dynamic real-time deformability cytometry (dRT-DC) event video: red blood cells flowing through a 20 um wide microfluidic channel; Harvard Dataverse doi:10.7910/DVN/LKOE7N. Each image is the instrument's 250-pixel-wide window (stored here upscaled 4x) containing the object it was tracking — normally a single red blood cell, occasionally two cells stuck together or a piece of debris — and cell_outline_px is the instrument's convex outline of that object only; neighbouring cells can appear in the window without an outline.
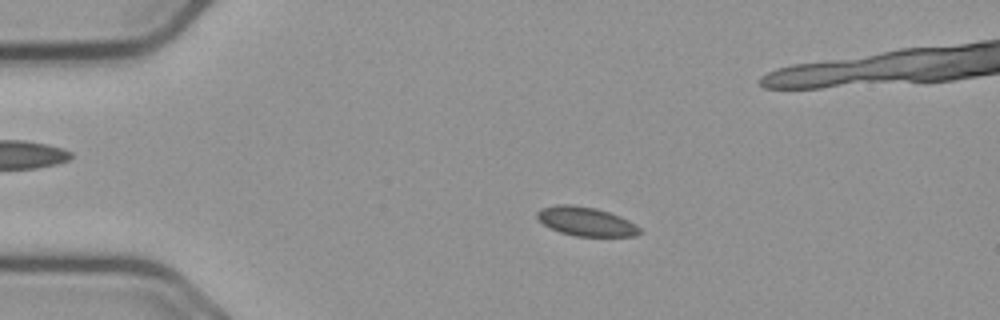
{"species": "common noctule bat (a hibernating species)", "species_latin": "Nyctalus noctula", "temperature_condition": "cold", "stored_images_in_passage": 57, "camera_frame_rate_fps": 3000, "um_per_image_px": 0.085, "animal": {"sex": "male", "body_mass_g": 23.1, "forearm_length_mm": 52.7}, "frame": {"image": 1, "passage_image": 12, "time_ms": 3.667, "image_size_px": [1000, 320], "cell_outline_px": [[640, 232], [636, 236], [576, 236], [560, 232], [548, 228], [536, 216], [536, 212], [540, 208], [556, 204], [572, 204], [596, 208], [620, 216], [636, 224], [640, 228]], "centroid_in_image_um": [49.78, 18.81], "position_along_channel_um": 35.2, "area_um2": 17.4}}
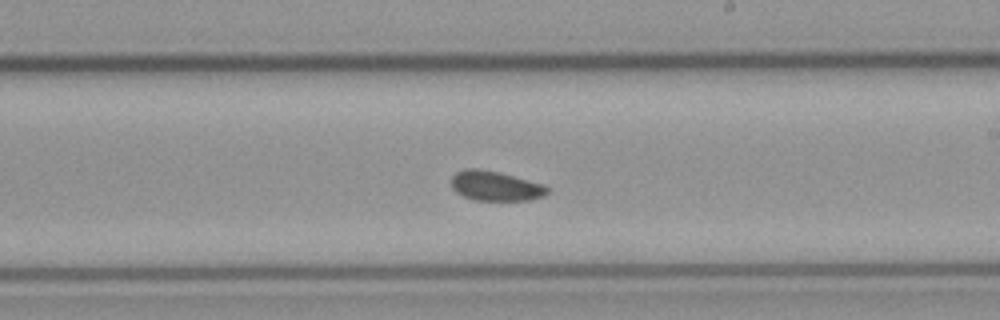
{"frame": {"image": 2, "passage_image": 33, "time_ms": 10.667, "image_size_px": [1000, 320], "cell_outline_px": [[548, 192], [544, 196], [532, 200], [472, 200], [456, 192], [452, 188], [452, 176], [456, 172], [464, 168], [476, 168], [500, 172], [540, 184], [548, 188]], "centroid_in_image_um": [42.07, 15.81], "position_along_channel_um": 246.9, "area_um2": 16.53}}
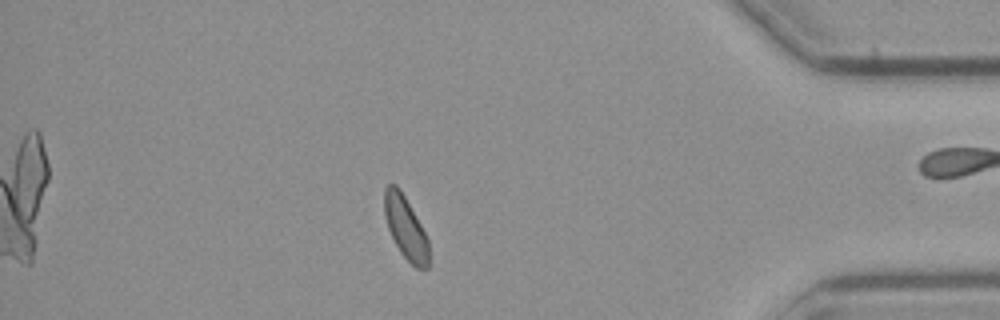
{"frame": {"image": 3, "passage_image": 49, "time_ms": 16.0, "image_size_px": [1000, 320], "cell_outline_px": [[428, 268], [416, 268], [400, 252], [388, 228], [384, 216], [384, 188], [388, 184], [396, 184], [400, 188], [420, 224], [428, 240]], "centroid_in_image_um": [34.45, 19.32], "position_along_channel_um": 400.8, "area_um2": 15.95}, "authors_computed_cell_mechanics": {"area_um2": 16.8776, "velocity_mm_per_s": 3.6289, "shape_relaxation_time_tau1_ms": null, "shape_relaxation_time_tau2_ms": 8.1404, "deformation_change_tau1": null, "deformation_change_tau2": 0.0759}}